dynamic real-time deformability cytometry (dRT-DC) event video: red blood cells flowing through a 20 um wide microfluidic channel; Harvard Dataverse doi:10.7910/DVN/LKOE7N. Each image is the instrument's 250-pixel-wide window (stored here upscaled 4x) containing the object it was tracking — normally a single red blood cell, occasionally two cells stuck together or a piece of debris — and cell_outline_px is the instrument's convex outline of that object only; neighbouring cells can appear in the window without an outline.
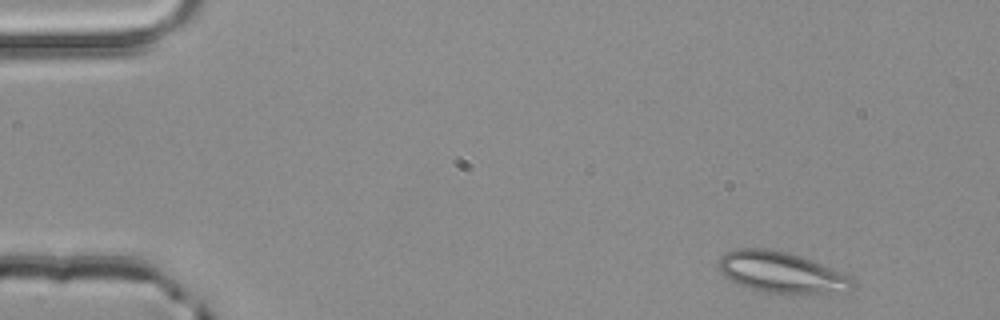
{"species": "common noctule bat (a hibernating species)", "species_latin": "Nyctalus noctula", "temperature_condition": "room temperature", "stored_images_in_passage": 3, "camera_frame_rate_fps": 3000, "um_per_image_px": 0.085, "animal": {"sex": "male", "body_mass_g": 20.4}, "frame": {"image": 1, "passage_image": 1, "time_ms": 0.0, "image_size_px": [1000, 320], "cell_outline_px": [[852, 288], [824, 292], [788, 296], [764, 292], [740, 284], [724, 276], [720, 268], [720, 260], [724, 252], [736, 248], [764, 248], [784, 252], [800, 256], [812, 260], [848, 276], [852, 280]], "centroid_in_image_um": [66.35, 23.16], "position_along_channel_um": 18.6, "area_um2": 31.44}}